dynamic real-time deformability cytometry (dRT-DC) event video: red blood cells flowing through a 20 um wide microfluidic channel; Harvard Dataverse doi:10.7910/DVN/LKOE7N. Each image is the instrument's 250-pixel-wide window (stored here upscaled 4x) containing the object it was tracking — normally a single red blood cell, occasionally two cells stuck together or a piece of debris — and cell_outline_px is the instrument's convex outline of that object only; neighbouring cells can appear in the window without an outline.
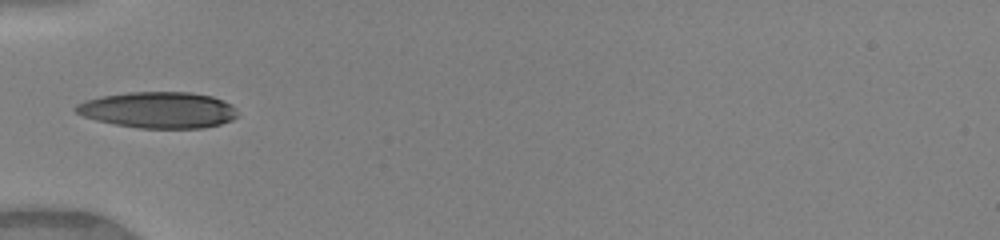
{"species": "human", "species_latin": "Homo sapiens", "temperature_condition": "warm", "stored_images_in_passage": 18, "camera_frame_rate_fps": 3000, "um_per_image_px": 0.085, "donor": {"sex": "female"}, "frame": {"image": 1, "passage_image": 1, "time_ms": 0.0, "image_size_px": [1000, 240], "cell_outline_px": [[236, 116], [232, 120], [220, 124], [204, 128], [140, 128], [116, 124], [96, 120], [84, 116], [76, 112], [72, 108], [76, 104], [84, 100], [104, 96], [128, 92], [188, 92], [212, 96], [232, 104]], "centroid_in_image_um": [13.44, 9.34], "position_along_channel_um": 71.6, "area_um2": 33.99}}
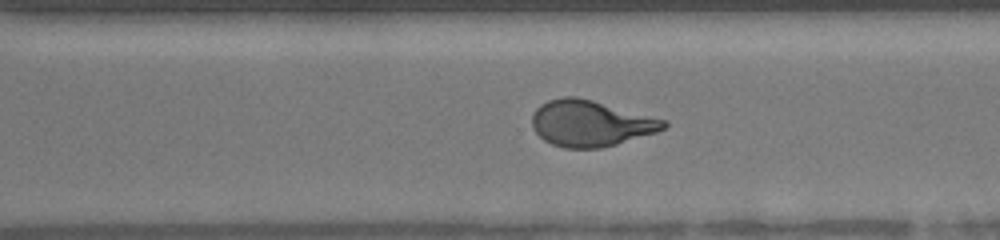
{"frame": {"image": 2, "passage_image": 16, "time_ms": 5.0, "image_size_px": [1000, 240], "cell_outline_px": [[668, 124], [664, 128], [656, 132], [616, 144], [600, 148], [564, 148], [552, 144], [544, 140], [536, 132], [532, 124], [532, 116], [536, 108], [540, 104], [548, 100], [564, 96], [576, 96], [592, 100], [668, 120]], "centroid_in_image_um": [50.19, 10.48], "position_along_channel_um": 320.4, "area_um2": 35.26}}